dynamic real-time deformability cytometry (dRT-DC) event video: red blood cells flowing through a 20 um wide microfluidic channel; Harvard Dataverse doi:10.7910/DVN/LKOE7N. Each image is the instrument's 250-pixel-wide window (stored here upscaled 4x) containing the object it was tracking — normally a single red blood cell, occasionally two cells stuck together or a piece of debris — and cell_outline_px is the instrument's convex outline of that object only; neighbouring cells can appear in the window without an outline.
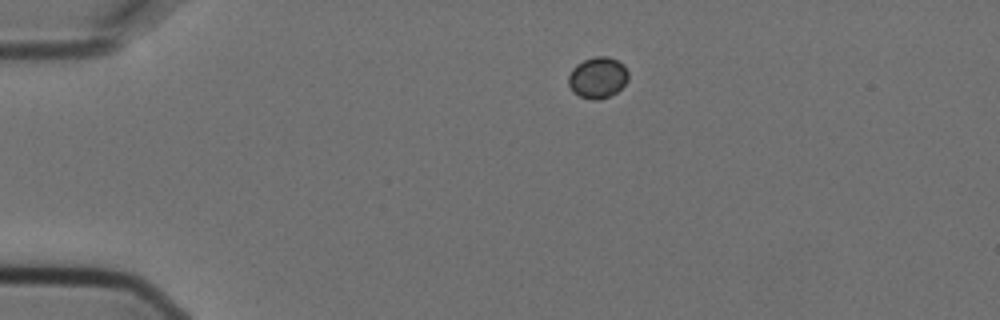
{"species": "Egyptian fruit bat (a non-hibernating species)", "species_latin": "Rousettus aegyptiacus", "temperature_condition": "cold", "stored_images_in_passage": 4, "camera_frame_rate_fps": 3000, "um_per_image_px": 0.085, "animal": {"sex": "female"}, "frame": {"image": 1, "passage_image": 1, "time_ms": 0.0, "image_size_px": [1000, 320], "cell_outline_px": [[628, 80], [616, 92], [600, 100], [592, 100], [580, 96], [572, 92], [568, 84], [568, 76], [572, 68], [576, 64], [584, 60], [596, 56], [608, 56], [624, 64], [628, 72]], "centroid_in_image_um": [50.79, 6.59], "position_along_channel_um": 34.2, "area_um2": 14.45}}
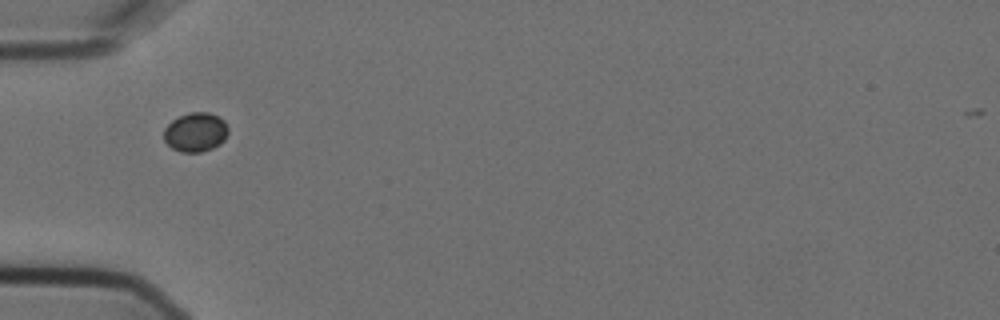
{"frame": {"image": 2, "passage_image": 3, "time_ms": 0.667, "image_size_px": [1000, 320], "cell_outline_px": [[228, 132], [224, 140], [220, 144], [212, 148], [200, 152], [180, 152], [172, 148], [164, 140], [164, 128], [172, 120], [188, 112], [208, 112], [220, 116], [224, 120], [228, 128]], "centroid_in_image_um": [16.63, 11.22], "position_along_channel_um": 68.4, "area_um2": 14.8}}
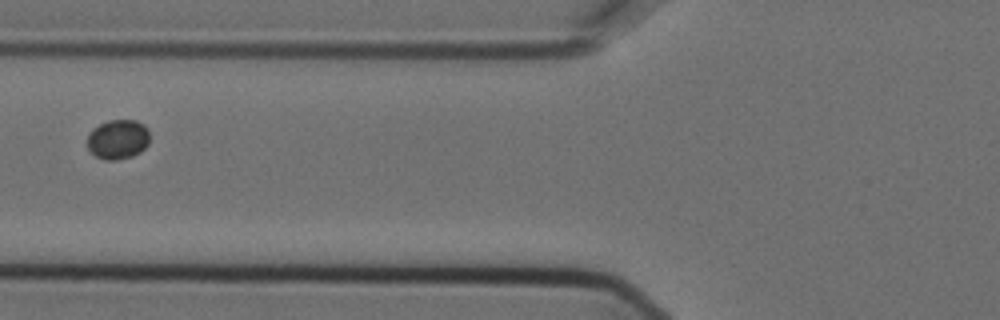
{"frame": {"image": 3, "passage_image": 4, "time_ms": 1.0, "image_size_px": [1000, 320], "cell_outline_px": [[148, 144], [140, 152], [132, 156], [116, 160], [104, 160], [96, 156], [88, 148], [88, 132], [92, 128], [108, 120], [136, 120], [144, 124], [148, 128]], "centroid_in_image_um": [10.02, 11.83], "position_along_channel_um": 115.8, "area_um2": 14.45}}